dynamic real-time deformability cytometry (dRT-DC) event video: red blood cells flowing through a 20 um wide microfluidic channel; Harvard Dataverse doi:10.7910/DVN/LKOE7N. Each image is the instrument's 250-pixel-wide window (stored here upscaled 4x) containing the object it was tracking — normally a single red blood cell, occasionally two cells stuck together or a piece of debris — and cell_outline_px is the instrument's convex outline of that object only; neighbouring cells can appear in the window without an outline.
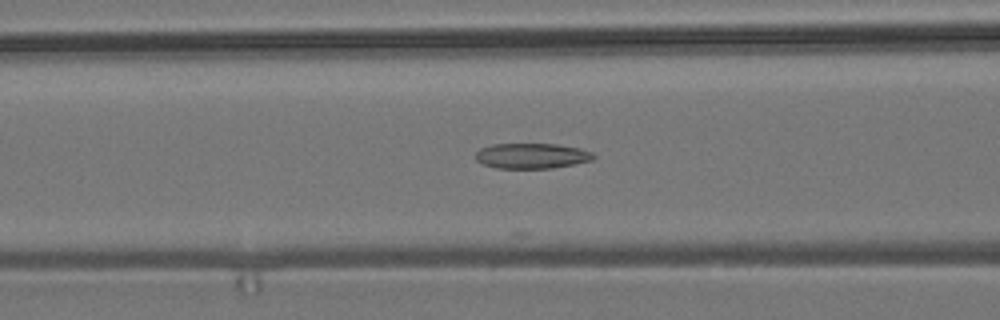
{"species": "common noctule bat (a hibernating species)", "species_latin": "Nyctalus noctula", "temperature_condition": "room temperature", "stored_images_in_passage": 13, "camera_frame_rate_fps": 3000, "um_per_image_px": 0.085, "animal": {"sex": "male", "body_mass_g": 19.2, "forearm_length_mm": 51.8}, "frame": {"image": 1, "passage_image": 8, "time_ms": 2.333, "image_size_px": [1000, 320], "cell_outline_px": [[596, 156], [592, 160], [552, 168], [496, 168], [484, 164], [476, 160], [476, 152], [480, 148], [492, 144], [556, 144], [580, 148], [592, 152]], "centroid_in_image_um": [45.19, 13.24], "position_along_channel_um": 121.4, "area_um2": 17.34}}
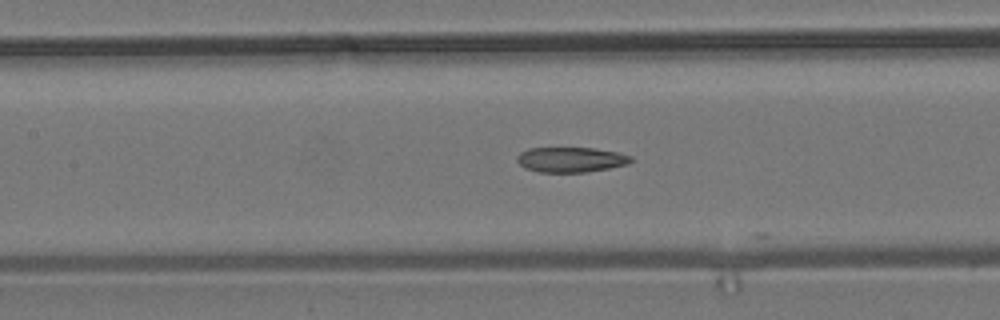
{"frame": {"image": 2, "passage_image": 11, "time_ms": 3.333, "image_size_px": [1000, 320], "cell_outline_px": [[632, 160], [628, 164], [608, 168], [584, 172], [540, 172], [524, 168], [516, 160], [516, 156], [520, 152], [528, 148], [596, 148], [616, 152], [632, 156]], "centroid_in_image_um": [48.49, 13.56], "position_along_channel_um": 158.9, "area_um2": 16.65}}